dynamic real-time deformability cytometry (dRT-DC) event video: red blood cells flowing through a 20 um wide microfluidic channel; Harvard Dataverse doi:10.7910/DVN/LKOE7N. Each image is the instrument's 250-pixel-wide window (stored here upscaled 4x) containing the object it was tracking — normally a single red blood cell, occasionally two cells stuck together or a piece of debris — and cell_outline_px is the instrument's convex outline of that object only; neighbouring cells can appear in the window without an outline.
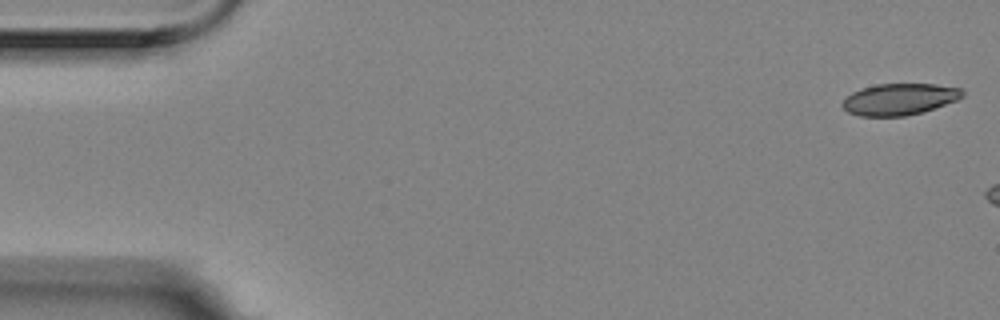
{"species": "Egyptian fruit bat (a non-hibernating species)", "species_latin": "Rousettus aegyptiacus", "temperature_condition": "room temperature", "stored_images_in_passage": 3, "camera_frame_rate_fps": 3000, "um_per_image_px": 0.085, "animal": {"sex": "female"}, "frame": {"image": 1, "passage_image": 1, "time_ms": 0.0, "image_size_px": [1000, 320], "cell_outline_px": [[964, 96], [956, 100], [920, 112], [904, 116], [860, 116], [848, 112], [840, 104], [852, 92], [860, 88], [876, 84], [936, 84], [960, 88], [964, 92]], "centroid_in_image_um": [76.42, 8.42], "position_along_channel_um": 8.6, "area_um2": 21.85}}